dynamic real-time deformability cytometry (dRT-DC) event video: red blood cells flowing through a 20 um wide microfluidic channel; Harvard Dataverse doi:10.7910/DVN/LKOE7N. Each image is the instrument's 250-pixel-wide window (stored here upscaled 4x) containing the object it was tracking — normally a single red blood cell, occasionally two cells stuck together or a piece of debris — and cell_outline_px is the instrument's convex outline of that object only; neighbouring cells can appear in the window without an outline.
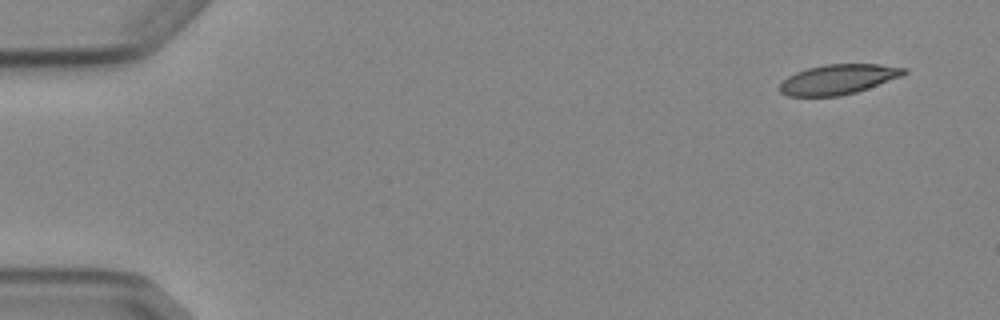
{"species": "Egyptian fruit bat (a non-hibernating species)", "species_latin": "Rousettus aegyptiacus", "temperature_condition": "cold", "stored_images_in_passage": 7, "camera_frame_rate_fps": 3000, "um_per_image_px": 0.085, "animal": {"sex": "female"}, "frame": {"image": 1, "passage_image": 1, "time_ms": 0.0, "image_size_px": [1000, 320], "cell_outline_px": [[908, 72], [900, 76], [868, 88], [856, 92], [840, 96], [788, 96], [780, 92], [780, 84], [788, 76], [796, 72], [808, 68], [824, 64], [880, 64], [908, 68]], "centroid_in_image_um": [71.25, 6.74], "position_along_channel_um": 13.8, "area_um2": 21.56}}
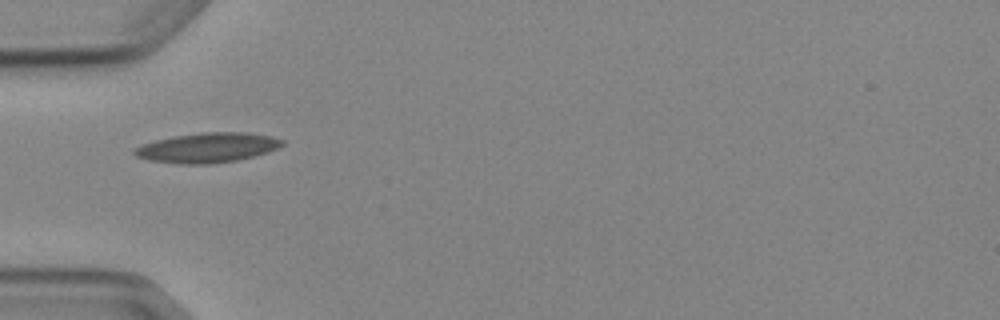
{"frame": {"image": 2, "passage_image": 5, "time_ms": 4.667, "image_size_px": [1000, 320], "cell_outline_px": [[284, 144], [280, 148], [268, 152], [236, 160], [212, 164], [176, 164], [148, 160], [136, 156], [132, 152], [132, 148], [140, 144], [172, 136], [204, 132], [248, 132], [272, 136], [284, 140]], "centroid_in_image_um": [17.61, 12.55], "position_along_channel_um": 67.4, "area_um2": 26.01}}
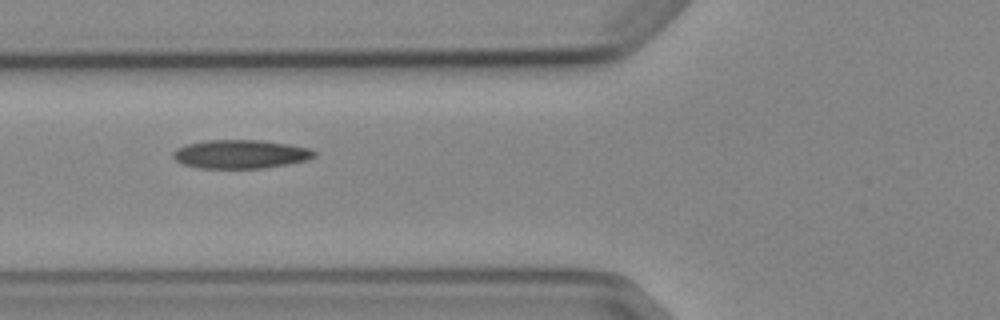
{"frame": {"image": 3, "passage_image": 6, "time_ms": 5.667, "image_size_px": [1000, 320], "cell_outline_px": [[316, 156], [308, 160], [288, 164], [264, 168], [200, 168], [184, 164], [176, 160], [172, 156], [172, 152], [176, 148], [184, 144], [204, 140], [260, 140], [288, 144], [308, 148], [316, 152]], "centroid_in_image_um": [20.43, 13.1], "position_along_channel_um": 105.4, "area_um2": 23.7}}